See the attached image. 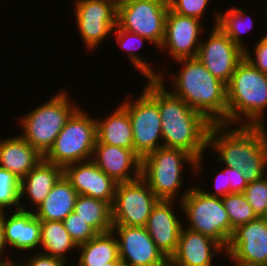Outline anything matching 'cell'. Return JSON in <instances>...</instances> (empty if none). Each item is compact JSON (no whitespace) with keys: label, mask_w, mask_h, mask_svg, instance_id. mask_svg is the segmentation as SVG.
Listing matches in <instances>:
<instances>
[{"label":"cell","mask_w":267,"mask_h":266,"mask_svg":"<svg viewBox=\"0 0 267 266\" xmlns=\"http://www.w3.org/2000/svg\"><path fill=\"white\" fill-rule=\"evenodd\" d=\"M96 137L99 143L134 150L132 124L128 111L121 105L106 119H97Z\"/></svg>","instance_id":"cell-25"},{"label":"cell","mask_w":267,"mask_h":266,"mask_svg":"<svg viewBox=\"0 0 267 266\" xmlns=\"http://www.w3.org/2000/svg\"><path fill=\"white\" fill-rule=\"evenodd\" d=\"M196 171V159L188 152L161 146L141 159V178L159 200H173L182 185V166Z\"/></svg>","instance_id":"cell-7"},{"label":"cell","mask_w":267,"mask_h":266,"mask_svg":"<svg viewBox=\"0 0 267 266\" xmlns=\"http://www.w3.org/2000/svg\"><path fill=\"white\" fill-rule=\"evenodd\" d=\"M265 108L267 74L259 71L244 58L227 85V126L242 120V115L248 126H265Z\"/></svg>","instance_id":"cell-4"},{"label":"cell","mask_w":267,"mask_h":266,"mask_svg":"<svg viewBox=\"0 0 267 266\" xmlns=\"http://www.w3.org/2000/svg\"><path fill=\"white\" fill-rule=\"evenodd\" d=\"M62 222L77 246L88 242L98 234L87 221L82 220L75 212H71Z\"/></svg>","instance_id":"cell-34"},{"label":"cell","mask_w":267,"mask_h":266,"mask_svg":"<svg viewBox=\"0 0 267 266\" xmlns=\"http://www.w3.org/2000/svg\"><path fill=\"white\" fill-rule=\"evenodd\" d=\"M162 73L149 79L144 91L158 104L161 117L163 146L181 149L196 159V170L201 169L202 155L208 148L211 123L202 113L184 100L165 90Z\"/></svg>","instance_id":"cell-1"},{"label":"cell","mask_w":267,"mask_h":266,"mask_svg":"<svg viewBox=\"0 0 267 266\" xmlns=\"http://www.w3.org/2000/svg\"><path fill=\"white\" fill-rule=\"evenodd\" d=\"M210 0H168L169 8L182 16L200 19Z\"/></svg>","instance_id":"cell-35"},{"label":"cell","mask_w":267,"mask_h":266,"mask_svg":"<svg viewBox=\"0 0 267 266\" xmlns=\"http://www.w3.org/2000/svg\"><path fill=\"white\" fill-rule=\"evenodd\" d=\"M121 261L109 262V266H118Z\"/></svg>","instance_id":"cell-44"},{"label":"cell","mask_w":267,"mask_h":266,"mask_svg":"<svg viewBox=\"0 0 267 266\" xmlns=\"http://www.w3.org/2000/svg\"><path fill=\"white\" fill-rule=\"evenodd\" d=\"M74 212L84 221H87L98 233L112 231V207L103 200L86 195H78Z\"/></svg>","instance_id":"cell-27"},{"label":"cell","mask_w":267,"mask_h":266,"mask_svg":"<svg viewBox=\"0 0 267 266\" xmlns=\"http://www.w3.org/2000/svg\"><path fill=\"white\" fill-rule=\"evenodd\" d=\"M63 176V168L44 158L21 179L20 199L26 193L34 206L38 207L50 193L52 187Z\"/></svg>","instance_id":"cell-23"},{"label":"cell","mask_w":267,"mask_h":266,"mask_svg":"<svg viewBox=\"0 0 267 266\" xmlns=\"http://www.w3.org/2000/svg\"><path fill=\"white\" fill-rule=\"evenodd\" d=\"M115 28H116L115 29L116 31L114 33H115L117 42L122 47V49H125L129 52L128 55H129V58H130L132 64H134V67H136V69L138 71H140L141 74H144V76H146L148 78V80L149 79H157L162 72L156 74L154 72V70L150 67L149 63H146V60H144L143 58H141L140 56H138V54H135V52H134V49L135 50L137 49L136 48L137 45L133 46V45H135L133 43V42H135V39H136V43H137V41H139L138 47H141V45L143 44V41H149V40L134 33V32L123 30L118 25ZM130 40H134V41L132 42Z\"/></svg>","instance_id":"cell-31"},{"label":"cell","mask_w":267,"mask_h":266,"mask_svg":"<svg viewBox=\"0 0 267 266\" xmlns=\"http://www.w3.org/2000/svg\"><path fill=\"white\" fill-rule=\"evenodd\" d=\"M266 1H267V0H266ZM265 6H266V7H265V9H266V10H265V12H266V15H265V16H266V18H267V2H266V5H265ZM266 21H267V19H266ZM266 23H267V22H266Z\"/></svg>","instance_id":"cell-46"},{"label":"cell","mask_w":267,"mask_h":266,"mask_svg":"<svg viewBox=\"0 0 267 266\" xmlns=\"http://www.w3.org/2000/svg\"><path fill=\"white\" fill-rule=\"evenodd\" d=\"M173 200H159L153 207L146 230L165 257H171L177 248L182 222L173 211Z\"/></svg>","instance_id":"cell-19"},{"label":"cell","mask_w":267,"mask_h":266,"mask_svg":"<svg viewBox=\"0 0 267 266\" xmlns=\"http://www.w3.org/2000/svg\"><path fill=\"white\" fill-rule=\"evenodd\" d=\"M91 160L117 183L130 182L141 177V158L134 150L99 143L96 140ZM133 168V175L130 170Z\"/></svg>","instance_id":"cell-18"},{"label":"cell","mask_w":267,"mask_h":266,"mask_svg":"<svg viewBox=\"0 0 267 266\" xmlns=\"http://www.w3.org/2000/svg\"><path fill=\"white\" fill-rule=\"evenodd\" d=\"M216 193L205 192L209 196L224 197L228 195V185H226L225 173L220 170L215 178Z\"/></svg>","instance_id":"cell-39"},{"label":"cell","mask_w":267,"mask_h":266,"mask_svg":"<svg viewBox=\"0 0 267 266\" xmlns=\"http://www.w3.org/2000/svg\"><path fill=\"white\" fill-rule=\"evenodd\" d=\"M258 217H265L267 212V175L262 179L248 183L243 192Z\"/></svg>","instance_id":"cell-33"},{"label":"cell","mask_w":267,"mask_h":266,"mask_svg":"<svg viewBox=\"0 0 267 266\" xmlns=\"http://www.w3.org/2000/svg\"><path fill=\"white\" fill-rule=\"evenodd\" d=\"M22 264L19 262L16 263V262H13L12 260L10 259H7V260H3L2 262H0V266H21Z\"/></svg>","instance_id":"cell-42"},{"label":"cell","mask_w":267,"mask_h":266,"mask_svg":"<svg viewBox=\"0 0 267 266\" xmlns=\"http://www.w3.org/2000/svg\"><path fill=\"white\" fill-rule=\"evenodd\" d=\"M96 140V119L79 107L67 120L44 159L62 168L91 160Z\"/></svg>","instance_id":"cell-8"},{"label":"cell","mask_w":267,"mask_h":266,"mask_svg":"<svg viewBox=\"0 0 267 266\" xmlns=\"http://www.w3.org/2000/svg\"><path fill=\"white\" fill-rule=\"evenodd\" d=\"M114 1L116 3V6H120V5L126 4V3L131 2V1H135V0H114Z\"/></svg>","instance_id":"cell-43"},{"label":"cell","mask_w":267,"mask_h":266,"mask_svg":"<svg viewBox=\"0 0 267 266\" xmlns=\"http://www.w3.org/2000/svg\"><path fill=\"white\" fill-rule=\"evenodd\" d=\"M142 92L135 102L125 101L121 104L128 111L134 151L141 159L163 146L158 143L162 138L158 104L144 90Z\"/></svg>","instance_id":"cell-11"},{"label":"cell","mask_w":267,"mask_h":266,"mask_svg":"<svg viewBox=\"0 0 267 266\" xmlns=\"http://www.w3.org/2000/svg\"><path fill=\"white\" fill-rule=\"evenodd\" d=\"M75 16L79 33L86 46L94 49L114 32L117 6L114 0H77Z\"/></svg>","instance_id":"cell-14"},{"label":"cell","mask_w":267,"mask_h":266,"mask_svg":"<svg viewBox=\"0 0 267 266\" xmlns=\"http://www.w3.org/2000/svg\"><path fill=\"white\" fill-rule=\"evenodd\" d=\"M29 261L26 262L27 265L22 266H65V260L52 257L50 255H45L44 253L36 254L28 258Z\"/></svg>","instance_id":"cell-38"},{"label":"cell","mask_w":267,"mask_h":266,"mask_svg":"<svg viewBox=\"0 0 267 266\" xmlns=\"http://www.w3.org/2000/svg\"><path fill=\"white\" fill-rule=\"evenodd\" d=\"M63 91L52 97L44 105L33 109L21 119L22 137L43 157L54 144L67 120L79 108L70 104Z\"/></svg>","instance_id":"cell-5"},{"label":"cell","mask_w":267,"mask_h":266,"mask_svg":"<svg viewBox=\"0 0 267 266\" xmlns=\"http://www.w3.org/2000/svg\"><path fill=\"white\" fill-rule=\"evenodd\" d=\"M158 266H183V265L177 263L171 257H166Z\"/></svg>","instance_id":"cell-41"},{"label":"cell","mask_w":267,"mask_h":266,"mask_svg":"<svg viewBox=\"0 0 267 266\" xmlns=\"http://www.w3.org/2000/svg\"><path fill=\"white\" fill-rule=\"evenodd\" d=\"M112 231L118 235L121 261L132 266H158L166 258L153 242L146 227L113 226Z\"/></svg>","instance_id":"cell-16"},{"label":"cell","mask_w":267,"mask_h":266,"mask_svg":"<svg viewBox=\"0 0 267 266\" xmlns=\"http://www.w3.org/2000/svg\"><path fill=\"white\" fill-rule=\"evenodd\" d=\"M168 0H135L117 6V25L160 48L165 34Z\"/></svg>","instance_id":"cell-9"},{"label":"cell","mask_w":267,"mask_h":266,"mask_svg":"<svg viewBox=\"0 0 267 266\" xmlns=\"http://www.w3.org/2000/svg\"><path fill=\"white\" fill-rule=\"evenodd\" d=\"M255 46V59L250 55L247 49L245 50V58L259 71L267 74V34L258 40Z\"/></svg>","instance_id":"cell-36"},{"label":"cell","mask_w":267,"mask_h":266,"mask_svg":"<svg viewBox=\"0 0 267 266\" xmlns=\"http://www.w3.org/2000/svg\"><path fill=\"white\" fill-rule=\"evenodd\" d=\"M216 20L214 22L215 26H218L227 36L231 38V40L237 44L239 47L246 50L247 47L242 45L241 34L245 32V30L249 31L253 26V21H251V16H247L242 9L239 8H231L228 11L221 15V12L215 14ZM248 17V19L246 17ZM248 20H246V19ZM245 20L247 23L248 29L245 28ZM244 22V23H243ZM243 27V28H242ZM246 31V32H247Z\"/></svg>","instance_id":"cell-29"},{"label":"cell","mask_w":267,"mask_h":266,"mask_svg":"<svg viewBox=\"0 0 267 266\" xmlns=\"http://www.w3.org/2000/svg\"><path fill=\"white\" fill-rule=\"evenodd\" d=\"M2 223L6 245L27 251L41 246V225L34 211L25 210L21 206L9 218L2 212Z\"/></svg>","instance_id":"cell-21"},{"label":"cell","mask_w":267,"mask_h":266,"mask_svg":"<svg viewBox=\"0 0 267 266\" xmlns=\"http://www.w3.org/2000/svg\"><path fill=\"white\" fill-rule=\"evenodd\" d=\"M115 233H98L88 242L78 245L81 251L78 266H109V262L121 261Z\"/></svg>","instance_id":"cell-26"},{"label":"cell","mask_w":267,"mask_h":266,"mask_svg":"<svg viewBox=\"0 0 267 266\" xmlns=\"http://www.w3.org/2000/svg\"><path fill=\"white\" fill-rule=\"evenodd\" d=\"M118 266H132V265H130V264H128V263H125V262L121 261V262L118 264Z\"/></svg>","instance_id":"cell-45"},{"label":"cell","mask_w":267,"mask_h":266,"mask_svg":"<svg viewBox=\"0 0 267 266\" xmlns=\"http://www.w3.org/2000/svg\"><path fill=\"white\" fill-rule=\"evenodd\" d=\"M225 253L235 266H267V218L238 226Z\"/></svg>","instance_id":"cell-13"},{"label":"cell","mask_w":267,"mask_h":266,"mask_svg":"<svg viewBox=\"0 0 267 266\" xmlns=\"http://www.w3.org/2000/svg\"><path fill=\"white\" fill-rule=\"evenodd\" d=\"M222 171L225 173L226 185H228V194L243 193L245 191L248 182L238 169L226 167Z\"/></svg>","instance_id":"cell-37"},{"label":"cell","mask_w":267,"mask_h":266,"mask_svg":"<svg viewBox=\"0 0 267 266\" xmlns=\"http://www.w3.org/2000/svg\"><path fill=\"white\" fill-rule=\"evenodd\" d=\"M226 127L212 124L207 146L219 153V161L227 167L238 169L248 183L262 179L267 175L266 126H248L243 122L238 128Z\"/></svg>","instance_id":"cell-2"},{"label":"cell","mask_w":267,"mask_h":266,"mask_svg":"<svg viewBox=\"0 0 267 266\" xmlns=\"http://www.w3.org/2000/svg\"><path fill=\"white\" fill-rule=\"evenodd\" d=\"M20 178L14 173L0 167V212H4V208L10 206H20Z\"/></svg>","instance_id":"cell-32"},{"label":"cell","mask_w":267,"mask_h":266,"mask_svg":"<svg viewBox=\"0 0 267 266\" xmlns=\"http://www.w3.org/2000/svg\"><path fill=\"white\" fill-rule=\"evenodd\" d=\"M77 196L78 193L63 175L36 208L34 215L39 220L62 222L71 212H74Z\"/></svg>","instance_id":"cell-24"},{"label":"cell","mask_w":267,"mask_h":266,"mask_svg":"<svg viewBox=\"0 0 267 266\" xmlns=\"http://www.w3.org/2000/svg\"><path fill=\"white\" fill-rule=\"evenodd\" d=\"M6 247L4 238L3 223H2V212H0V262L3 260V249Z\"/></svg>","instance_id":"cell-40"},{"label":"cell","mask_w":267,"mask_h":266,"mask_svg":"<svg viewBox=\"0 0 267 266\" xmlns=\"http://www.w3.org/2000/svg\"><path fill=\"white\" fill-rule=\"evenodd\" d=\"M223 248L211 237L182 227L176 251L171 258L183 266H211L212 257L221 250L224 252Z\"/></svg>","instance_id":"cell-20"},{"label":"cell","mask_w":267,"mask_h":266,"mask_svg":"<svg viewBox=\"0 0 267 266\" xmlns=\"http://www.w3.org/2000/svg\"><path fill=\"white\" fill-rule=\"evenodd\" d=\"M201 23L200 19L179 15L169 8L160 51L169 49L175 60L197 57L201 42L199 34L203 30Z\"/></svg>","instance_id":"cell-15"},{"label":"cell","mask_w":267,"mask_h":266,"mask_svg":"<svg viewBox=\"0 0 267 266\" xmlns=\"http://www.w3.org/2000/svg\"><path fill=\"white\" fill-rule=\"evenodd\" d=\"M181 73L174 74L172 91L213 124L227 125V85L215 78L197 58L178 59Z\"/></svg>","instance_id":"cell-3"},{"label":"cell","mask_w":267,"mask_h":266,"mask_svg":"<svg viewBox=\"0 0 267 266\" xmlns=\"http://www.w3.org/2000/svg\"><path fill=\"white\" fill-rule=\"evenodd\" d=\"M180 207L189 221L188 229L211 237L226 249L231 240V224L222 198L209 196L192 187L182 194Z\"/></svg>","instance_id":"cell-6"},{"label":"cell","mask_w":267,"mask_h":266,"mask_svg":"<svg viewBox=\"0 0 267 266\" xmlns=\"http://www.w3.org/2000/svg\"><path fill=\"white\" fill-rule=\"evenodd\" d=\"M63 175L78 195L100 199L112 206L118 183L106 175L92 160L65 166Z\"/></svg>","instance_id":"cell-17"},{"label":"cell","mask_w":267,"mask_h":266,"mask_svg":"<svg viewBox=\"0 0 267 266\" xmlns=\"http://www.w3.org/2000/svg\"><path fill=\"white\" fill-rule=\"evenodd\" d=\"M158 201L141 177L130 182L118 183L111 206L113 226L145 227Z\"/></svg>","instance_id":"cell-10"},{"label":"cell","mask_w":267,"mask_h":266,"mask_svg":"<svg viewBox=\"0 0 267 266\" xmlns=\"http://www.w3.org/2000/svg\"><path fill=\"white\" fill-rule=\"evenodd\" d=\"M41 225V245L46 250L45 255L65 260V254L70 249L78 248L71 239L70 234L61 221L40 220Z\"/></svg>","instance_id":"cell-28"},{"label":"cell","mask_w":267,"mask_h":266,"mask_svg":"<svg viewBox=\"0 0 267 266\" xmlns=\"http://www.w3.org/2000/svg\"><path fill=\"white\" fill-rule=\"evenodd\" d=\"M44 157L21 136L0 141V167L20 180Z\"/></svg>","instance_id":"cell-22"},{"label":"cell","mask_w":267,"mask_h":266,"mask_svg":"<svg viewBox=\"0 0 267 266\" xmlns=\"http://www.w3.org/2000/svg\"><path fill=\"white\" fill-rule=\"evenodd\" d=\"M207 40L200 42L197 58L215 78L228 85L238 64L245 58V50L218 26Z\"/></svg>","instance_id":"cell-12"},{"label":"cell","mask_w":267,"mask_h":266,"mask_svg":"<svg viewBox=\"0 0 267 266\" xmlns=\"http://www.w3.org/2000/svg\"><path fill=\"white\" fill-rule=\"evenodd\" d=\"M222 202L230 219L231 237L238 226L258 218L243 193H229Z\"/></svg>","instance_id":"cell-30"}]
</instances>
